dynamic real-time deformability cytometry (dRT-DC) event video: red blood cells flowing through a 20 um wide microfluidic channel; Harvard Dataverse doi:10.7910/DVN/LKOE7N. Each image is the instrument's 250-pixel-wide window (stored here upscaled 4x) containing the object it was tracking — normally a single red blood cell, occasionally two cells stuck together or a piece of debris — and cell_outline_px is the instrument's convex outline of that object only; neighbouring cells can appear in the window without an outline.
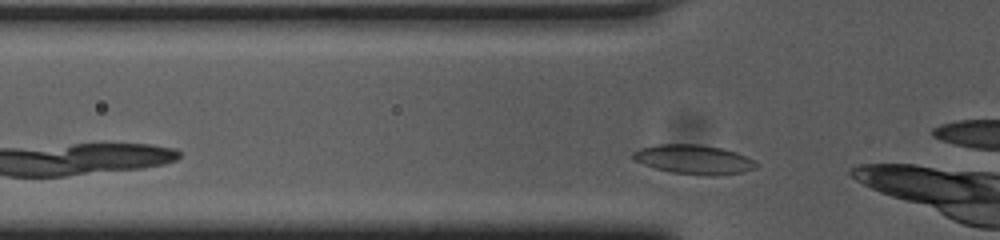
{"species": "common noctule bat (a hibernating species)", "species_latin": "Nyctalus noctula", "temperature_condition": "cold", "stored_images_in_passage": 31, "camera_frame_rate_fps": 3000, "um_per_image_px": 0.085, "animal": {"sex": "female", "body_mass_g": 23.0, "forearm_length_mm": 53.4}, "frame": {"image": 1, "passage_image": 3, "time_ms": 0.667, "image_size_px": [1000, 240], "cell_outline_px": [[756, 168], [744, 172], [712, 176], [708, 176], [672, 172], [656, 168], [644, 164], [636, 160], [632, 156], [632, 152], [640, 148], [656, 144], [700, 144], [720, 148], [736, 152], [752, 160], [756, 164]], "centroid_in_image_um": [58.96, 13.55], "position_along_channel_um": 66.8, "area_um2": 20.81}}
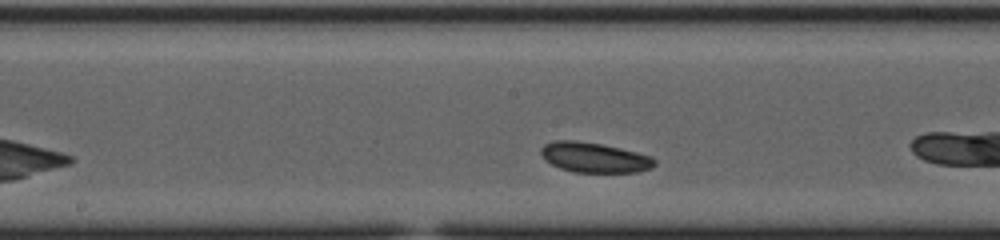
{"frame": {"image": 2, "passage_image": 14, "time_ms": 4.333, "image_size_px": [1000, 240], "cell_outline_px": [[656, 164], [652, 168], [636, 172], [572, 172], [560, 168], [544, 160], [540, 152], [540, 148], [544, 144], [552, 140], [576, 140], [600, 144], [620, 148], [652, 156], [656, 160]], "centroid_in_image_um": [50.5, 13.38], "position_along_channel_um": 197.7, "area_um2": 20.06}}
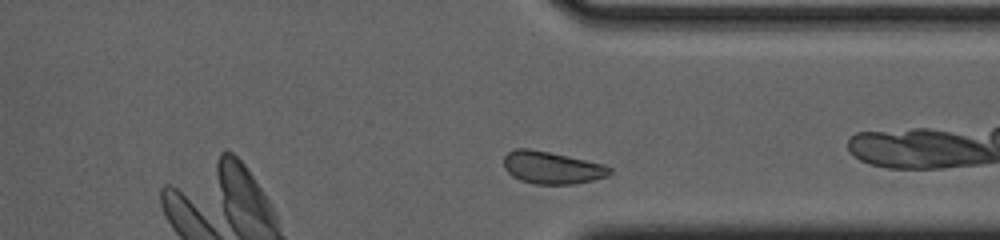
{"frame": {"image": 3, "passage_image": 28, "time_ms": 9.0, "image_size_px": [1000, 240], "cell_outline_px": [[612, 172], [608, 176], [576, 184], [532, 184], [520, 180], [512, 176], [504, 168], [504, 156], [508, 152], [516, 148], [528, 148], [568, 156], [604, 164], [612, 168]], "centroid_in_image_um": [46.91, 14.25], "position_along_channel_um": 364.5, "area_um2": 20.06}}